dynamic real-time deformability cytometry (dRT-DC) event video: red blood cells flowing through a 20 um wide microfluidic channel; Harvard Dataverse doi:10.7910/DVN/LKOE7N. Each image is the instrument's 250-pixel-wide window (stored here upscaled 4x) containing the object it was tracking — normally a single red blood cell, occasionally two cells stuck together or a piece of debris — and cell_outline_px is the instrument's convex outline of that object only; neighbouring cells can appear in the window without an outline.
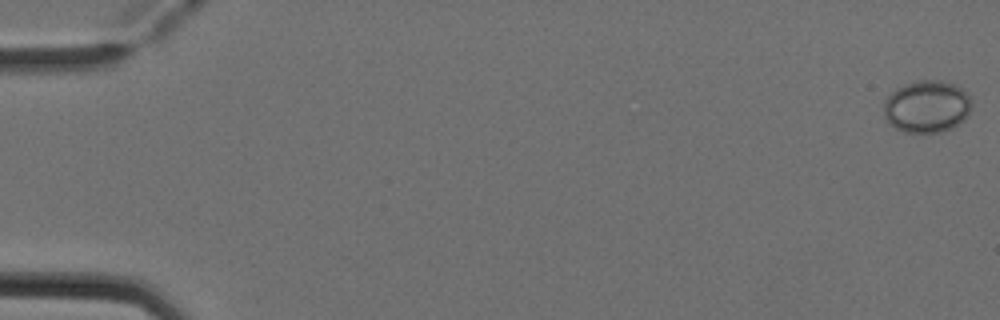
{"species": "Egyptian fruit bat (a non-hibernating species)", "species_latin": "Rousettus aegyptiacus", "temperature_condition": "cold", "stored_images_in_passage": 5, "camera_frame_rate_fps": 3000, "um_per_image_px": 0.085, "animal": {"sex": "female"}, "frame": {"image": 1, "passage_image": 1, "time_ms": 0.0, "image_size_px": [1000, 320], "cell_outline_px": [[972, 108], [968, 116], [960, 124], [952, 128], [940, 132], [904, 132], [896, 128], [884, 116], [884, 100], [896, 88], [904, 84], [916, 80], [944, 80], [956, 84], [968, 92], [972, 100]], "centroid_in_image_um": [78.84, 9.03], "position_along_channel_um": 6.2, "area_um2": 27.22}}